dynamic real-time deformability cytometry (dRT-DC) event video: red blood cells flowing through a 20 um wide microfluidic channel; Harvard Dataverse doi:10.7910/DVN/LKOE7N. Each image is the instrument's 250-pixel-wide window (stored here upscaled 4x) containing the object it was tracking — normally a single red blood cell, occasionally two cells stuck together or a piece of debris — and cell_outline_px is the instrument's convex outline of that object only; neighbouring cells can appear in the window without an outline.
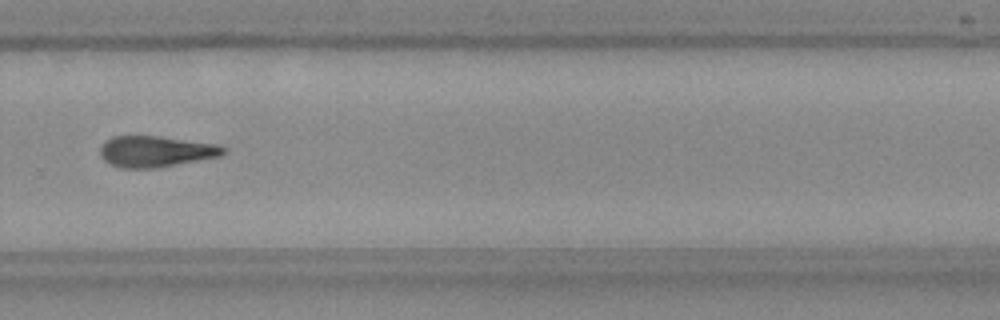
{"species": "Egyptian fruit bat (a non-hibernating species)", "species_latin": "Rousettus aegyptiacus", "temperature_condition": "room temperature", "stored_images_in_passage": 10, "camera_frame_rate_fps": 3000, "um_per_image_px": 0.085, "frame": {"image": 1, "passage_image": 10, "time_ms": 3.0, "image_size_px": [1000, 320], "cell_outline_px": [[228, 152], [220, 156], [152, 168], [124, 168], [112, 164], [104, 160], [100, 152], [100, 148], [104, 140], [112, 136], [160, 136], [220, 144], [228, 148]], "centroid_in_image_um": [13.28, 12.85], "position_along_channel_um": 316.5, "area_um2": 22.31}}